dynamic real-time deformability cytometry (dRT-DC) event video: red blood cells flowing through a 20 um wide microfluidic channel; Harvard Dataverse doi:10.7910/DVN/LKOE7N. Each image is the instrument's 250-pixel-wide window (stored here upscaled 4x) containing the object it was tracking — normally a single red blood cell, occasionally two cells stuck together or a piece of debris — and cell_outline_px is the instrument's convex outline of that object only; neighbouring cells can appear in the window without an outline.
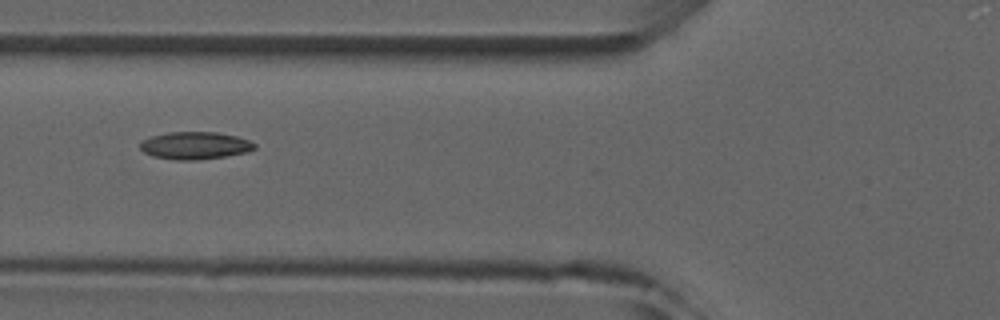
{"species": "common noctule bat (a hibernating species)", "species_latin": "Nyctalus noctula", "temperature_condition": "room temperature", "stored_images_in_passage": 5, "camera_frame_rate_fps": 3000, "um_per_image_px": 0.085, "animal": {"sex": "male", "forearm_length_mm": 52.5}, "frame": {"image": 1, "passage_image": 4, "time_ms": 4.333, "image_size_px": [1000, 320], "cell_outline_px": [[256, 148], [248, 152], [228, 156], [196, 160], [172, 160], [152, 156], [144, 152], [140, 148], [140, 140], [152, 136], [168, 132], [216, 132], [236, 136], [248, 140], [256, 144]], "centroid_in_image_um": [16.56, 12.38], "position_along_channel_um": 109.2, "area_um2": 18.5}}
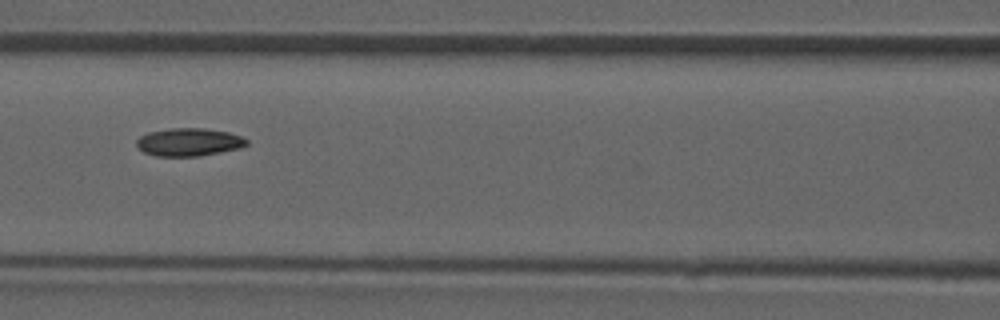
{"frame": {"image": 2, "passage_image": 5, "time_ms": 5.333, "image_size_px": [1000, 320], "cell_outline_px": [[248, 144], [240, 148], [200, 156], [156, 156], [144, 152], [136, 144], [136, 140], [140, 136], [148, 132], [168, 128], [204, 128], [228, 132], [240, 136], [248, 140]], "centroid_in_image_um": [16.05, 12.07], "position_along_channel_um": 150.6, "area_um2": 17.92}}